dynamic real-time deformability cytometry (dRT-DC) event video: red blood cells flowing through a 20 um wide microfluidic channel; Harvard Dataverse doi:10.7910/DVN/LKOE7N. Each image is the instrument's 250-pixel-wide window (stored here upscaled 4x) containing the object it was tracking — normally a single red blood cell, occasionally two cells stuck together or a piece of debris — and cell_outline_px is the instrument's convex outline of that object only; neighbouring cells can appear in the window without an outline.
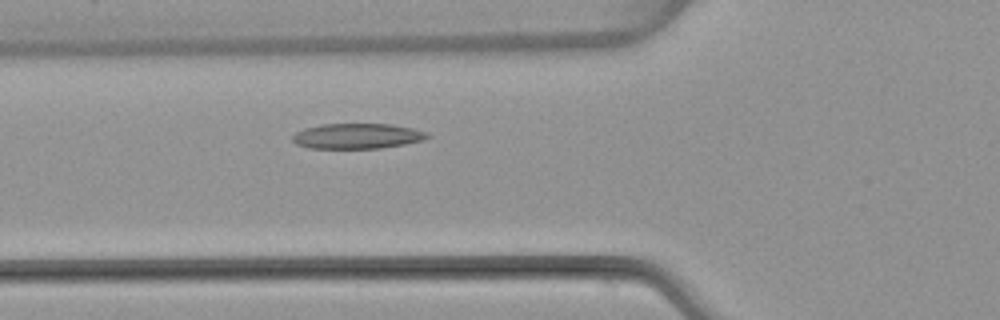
{"species": "common noctule bat (a hibernating species)", "species_latin": "Nyctalus noctula", "temperature_condition": "warm", "stored_images_in_passage": 3, "camera_frame_rate_fps": 3000, "um_per_image_px": 0.085, "animal": {"sex": "female", "body_mass_g": 22.7, "forearm_length_mm": 54.2}, "frame": {"image": 1, "passage_image": 3, "time_ms": 2.333, "image_size_px": [1000, 320], "cell_outline_px": [[428, 136], [424, 140], [404, 144], [380, 148], [308, 148], [296, 144], [292, 140], [292, 136], [296, 132], [304, 128], [324, 124], [392, 124], [412, 128], [428, 132]], "centroid_in_image_um": [30.35, 11.56], "position_along_channel_um": 95.5, "area_um2": 19.83}}